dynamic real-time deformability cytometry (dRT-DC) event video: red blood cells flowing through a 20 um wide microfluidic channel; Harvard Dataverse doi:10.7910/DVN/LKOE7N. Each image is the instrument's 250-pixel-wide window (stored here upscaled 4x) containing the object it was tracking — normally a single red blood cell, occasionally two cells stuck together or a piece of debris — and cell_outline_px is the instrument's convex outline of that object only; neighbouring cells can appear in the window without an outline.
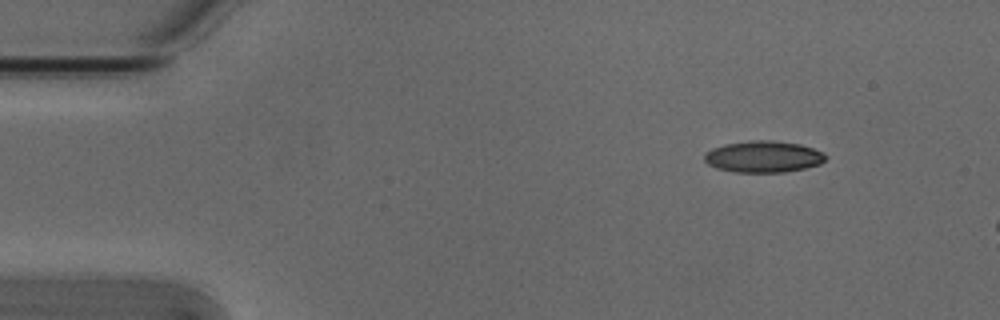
{"species": "Egyptian fruit bat (a non-hibernating species)", "species_latin": "Rousettus aegyptiacus", "temperature_condition": "cold", "stored_images_in_passage": 3, "camera_frame_rate_fps": 3000, "um_per_image_px": 0.085, "animal": {"sex": "male"}, "frame": {"image": 1, "passage_image": 1, "time_ms": 0.0, "image_size_px": [1000, 320], "cell_outline_px": [[828, 156], [820, 164], [804, 168], [784, 172], [736, 172], [716, 168], [708, 164], [704, 160], [704, 152], [712, 148], [724, 144], [748, 140], [772, 140], [800, 144], [824, 152]], "centroid_in_image_um": [64.87, 13.31], "position_along_channel_um": 20.1, "area_um2": 22.43}}